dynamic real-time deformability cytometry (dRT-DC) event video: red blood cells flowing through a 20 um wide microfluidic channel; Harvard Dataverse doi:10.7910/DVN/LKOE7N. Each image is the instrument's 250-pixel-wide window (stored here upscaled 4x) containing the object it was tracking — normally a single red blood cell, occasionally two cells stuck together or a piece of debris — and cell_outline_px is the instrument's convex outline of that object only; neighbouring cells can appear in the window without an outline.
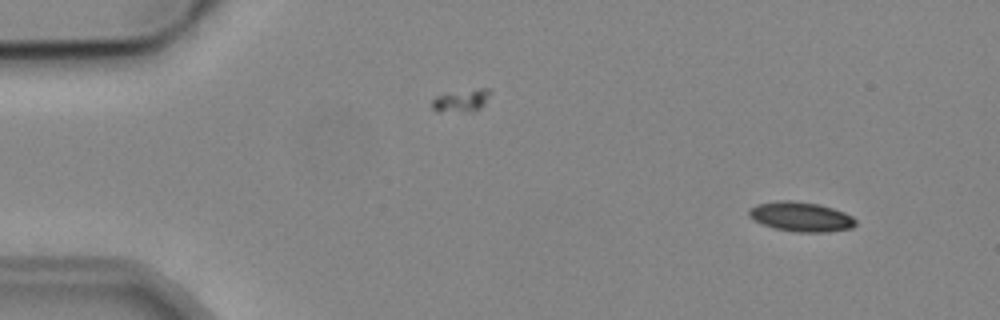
{"species": "common noctule bat (a hibernating species)", "species_latin": "Nyctalus noctula", "temperature_condition": "cold", "stored_images_in_passage": 5, "camera_frame_rate_fps": 3000, "um_per_image_px": 0.085, "animal": {"sex": "male", "body_mass_g": 19.2, "forearm_length_mm": 51.8}, "frame": {"image": 1, "passage_image": 1, "time_ms": 0.0, "image_size_px": [1000, 320], "cell_outline_px": [[856, 224], [852, 228], [828, 232], [796, 232], [772, 228], [752, 220], [748, 216], [748, 208], [756, 204], [776, 200], [792, 200], [820, 204], [844, 212], [852, 216], [856, 220]], "centroid_in_image_um": [68.03, 18.42], "position_along_channel_um": 17.0, "area_um2": 18.79}}